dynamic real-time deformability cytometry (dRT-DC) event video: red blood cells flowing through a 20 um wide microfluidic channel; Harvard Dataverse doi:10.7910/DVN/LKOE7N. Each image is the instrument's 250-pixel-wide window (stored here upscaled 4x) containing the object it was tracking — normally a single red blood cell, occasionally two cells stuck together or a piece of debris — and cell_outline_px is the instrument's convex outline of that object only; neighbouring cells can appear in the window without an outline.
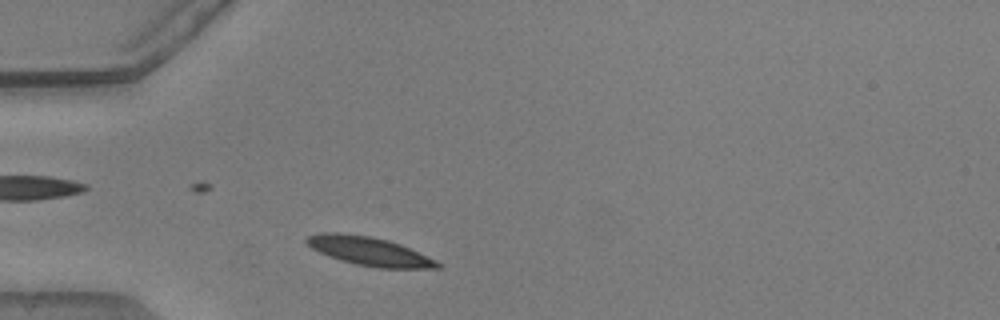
{"species": "common noctule bat (a hibernating species)", "species_latin": "Nyctalus noctula", "temperature_condition": "warm", "stored_images_in_passage": 38, "camera_frame_rate_fps": 3000, "um_per_image_px": 0.085, "animal": {"sex": "male", "body_mass_g": 20.5, "forearm_length_mm": 52.5}, "frame": {"image": 1, "passage_image": 3, "time_ms": 0.667, "image_size_px": [1000, 320], "cell_outline_px": [[444, 264], [440, 268], [376, 268], [356, 264], [340, 260], [328, 256], [312, 248], [304, 240], [308, 236], [320, 232], [340, 232], [372, 236], [388, 240], [400, 244], [436, 260]], "centroid_in_image_um": [31.39, 21.35], "position_along_channel_um": 53.6, "area_um2": 21.96}}
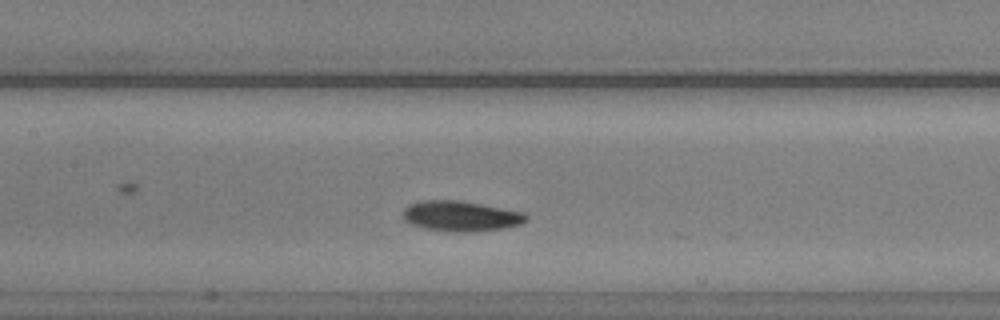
{"frame": {"image": 2, "passage_image": 13, "time_ms": 4.0, "image_size_px": [1000, 320], "cell_outline_px": [[528, 220], [520, 224], [504, 228], [476, 232], [452, 232], [424, 228], [412, 224], [404, 220], [404, 208], [408, 204], [424, 200], [460, 200], [524, 212], [528, 216]], "centroid_in_image_um": [39.19, 18.37], "position_along_channel_um": 168.2, "area_um2": 21.91}}
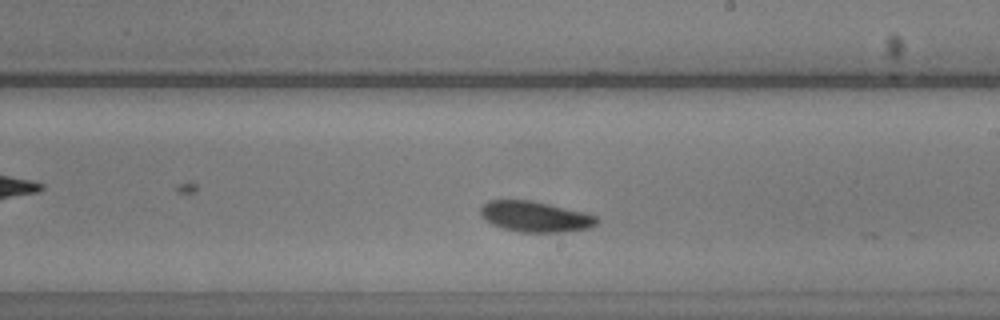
{"frame": {"image": 3, "passage_image": 19, "time_ms": 6.0, "image_size_px": [1000, 320], "cell_outline_px": [[600, 220], [596, 224], [588, 228], [556, 232], [520, 232], [500, 228], [484, 220], [480, 212], [480, 208], [488, 200], [532, 200], [584, 212], [596, 216]], "centroid_in_image_um": [45.46, 18.41], "position_along_channel_um": 243.5, "area_um2": 20.75}, "authors_computed_cell_mechanics": {"area_um2": 20.6346, "velocity_mm_per_s": 3.7762, "shape_relaxation_time_tau1_ms": 2.0548, "shape_relaxation_time_tau2_ms": 3.9925, "deformation_change_tau1": 0.111, "deformation_change_tau2": 0.0906}}